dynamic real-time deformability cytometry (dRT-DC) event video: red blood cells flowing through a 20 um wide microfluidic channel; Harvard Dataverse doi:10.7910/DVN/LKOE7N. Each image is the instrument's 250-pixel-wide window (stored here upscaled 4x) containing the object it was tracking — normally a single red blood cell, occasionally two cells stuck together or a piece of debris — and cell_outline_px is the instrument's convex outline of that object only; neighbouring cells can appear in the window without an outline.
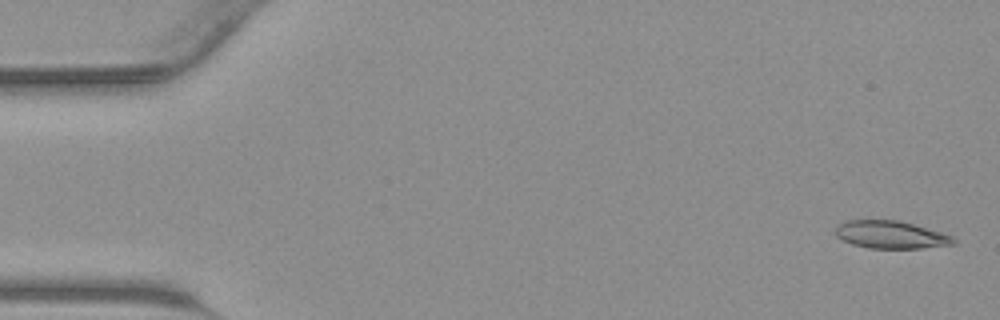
{"species": "common noctule bat (a hibernating species)", "species_latin": "Nyctalus noctula", "temperature_condition": "warm", "stored_images_in_passage": 44, "camera_frame_rate_fps": 3000, "um_per_image_px": 0.085, "animal": {"sex": "male", "body_mass_g": 23.1, "forearm_length_mm": 52.7}, "frame": {"image": 1, "passage_image": 1, "time_ms": 0.0, "image_size_px": [1000, 320], "cell_outline_px": [[956, 244], [920, 248], [868, 248], [852, 244], [836, 236], [836, 228], [840, 224], [848, 220], [896, 220], [912, 224], [940, 232], [952, 236], [956, 240]], "centroid_in_image_um": [75.72, 19.96], "position_along_channel_um": 9.3, "area_um2": 18.73}}
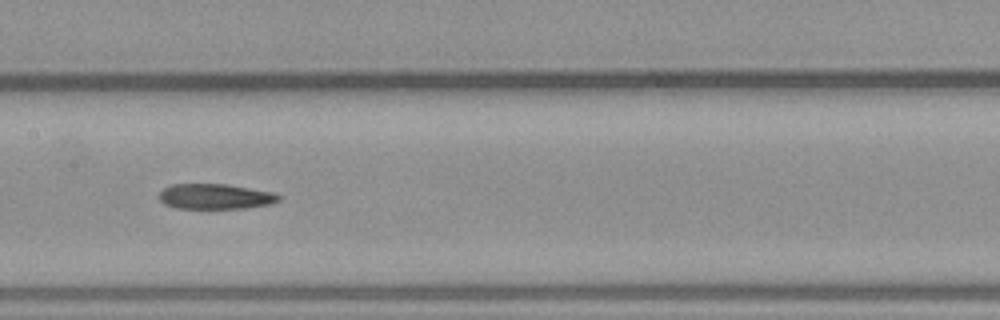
{"frame": {"image": 2, "passage_image": 21, "time_ms": 6.667, "image_size_px": [1000, 320], "cell_outline_px": [[280, 200], [268, 204], [244, 208], [176, 208], [164, 204], [160, 200], [160, 192], [164, 188], [172, 184], [228, 184], [272, 192], [280, 196]], "centroid_in_image_um": [18.28, 16.69], "position_along_channel_um": 189.1, "area_um2": 17.46}}
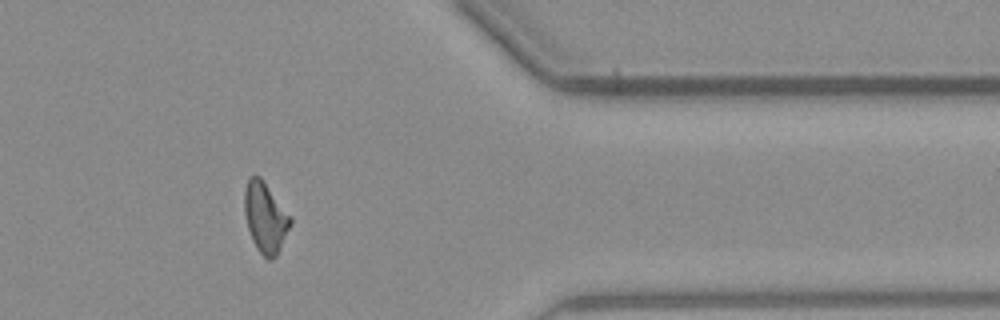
{"frame": {"image": 3, "passage_image": 35, "time_ms": 11.333, "image_size_px": [1000, 320], "cell_outline_px": [[292, 224], [276, 256], [272, 260], [268, 260], [256, 248], [252, 240], [248, 228], [244, 212], [244, 192], [248, 180], [252, 176], [260, 176], [292, 216]], "centroid_in_image_um": [22.57, 18.49], "position_along_channel_um": 388.8, "area_um2": 18.9}}